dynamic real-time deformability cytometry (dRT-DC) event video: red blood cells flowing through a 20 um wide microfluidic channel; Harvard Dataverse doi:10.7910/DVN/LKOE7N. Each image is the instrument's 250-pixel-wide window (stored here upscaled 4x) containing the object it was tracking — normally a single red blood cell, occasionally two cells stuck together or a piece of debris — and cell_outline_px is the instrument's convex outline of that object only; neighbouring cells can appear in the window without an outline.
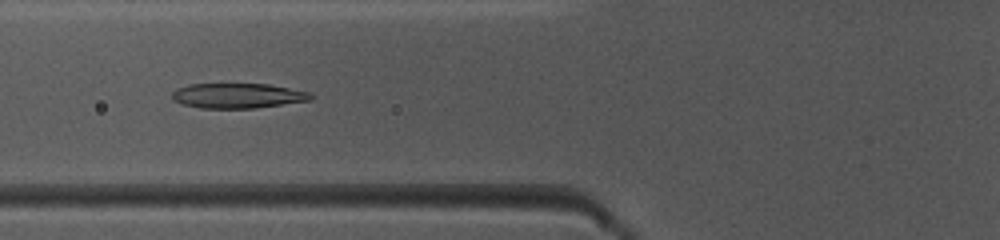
{"species": "common noctule bat (a hibernating species)", "species_latin": "Nyctalus noctula", "temperature_condition": "warm", "stored_images_in_passage": 43, "camera_frame_rate_fps": 3000, "um_per_image_px": 0.085, "animal": {"sex": "female", "body_mass_g": 10.0, "forearm_length_mm": 53.1}, "frame": {"image": 1, "passage_image": 13, "time_ms": 4.0, "image_size_px": [1000, 240], "cell_outline_px": [[312, 100], [252, 108], [200, 108], [184, 104], [172, 100], [172, 92], [176, 88], [188, 84], [268, 84], [312, 92]], "centroid_in_image_um": [20.2, 8.13], "position_along_channel_um": 105.6, "area_um2": 20.17}}
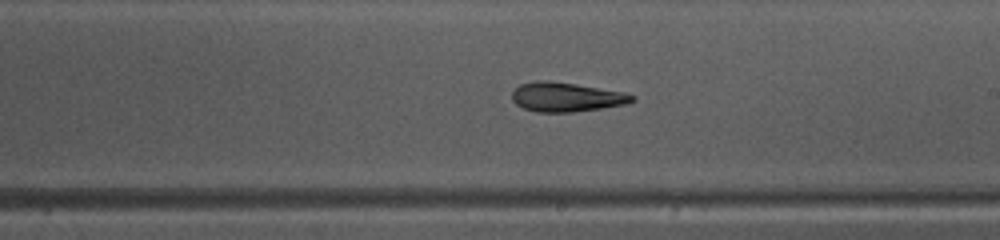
{"frame": {"image": 2, "passage_image": 23, "time_ms": 7.333, "image_size_px": [1000, 240], "cell_outline_px": [[636, 100], [628, 104], [572, 112], [536, 112], [524, 108], [516, 104], [512, 100], [512, 92], [520, 84], [536, 80], [548, 80], [576, 84], [624, 92], [636, 96]], "centroid_in_image_um": [48.14, 8.24], "position_along_channel_um": 240.9, "area_um2": 20.58}}
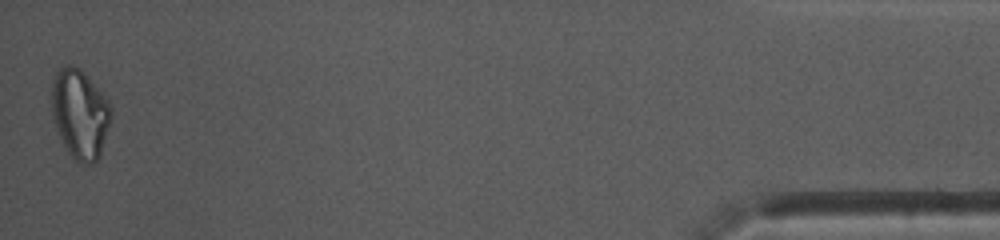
{"frame": {"image": 3, "passage_image": 43, "time_ms": 14.0, "image_size_px": [1000, 240], "cell_outline_px": [[112, 116], [100, 156], [92, 164], [84, 164], [76, 160], [64, 148], [52, 116], [52, 80], [56, 72], [60, 68], [68, 64], [80, 68], [84, 72], [108, 100], [112, 108]], "centroid_in_image_um": [6.8, 9.68], "position_along_channel_um": 428.4, "area_um2": 30.98}, "authors_computed_cell_mechanics": {"area_um2": 21.1548, "velocity_mm_per_s": 4.0552, "shape_relaxation_time_tau1_ms": 10.2761, "shape_relaxation_time_tau2_ms": 8.8767, "deformation_change_tau1": 0.2782, "deformation_change_tau2": 0.1759}}